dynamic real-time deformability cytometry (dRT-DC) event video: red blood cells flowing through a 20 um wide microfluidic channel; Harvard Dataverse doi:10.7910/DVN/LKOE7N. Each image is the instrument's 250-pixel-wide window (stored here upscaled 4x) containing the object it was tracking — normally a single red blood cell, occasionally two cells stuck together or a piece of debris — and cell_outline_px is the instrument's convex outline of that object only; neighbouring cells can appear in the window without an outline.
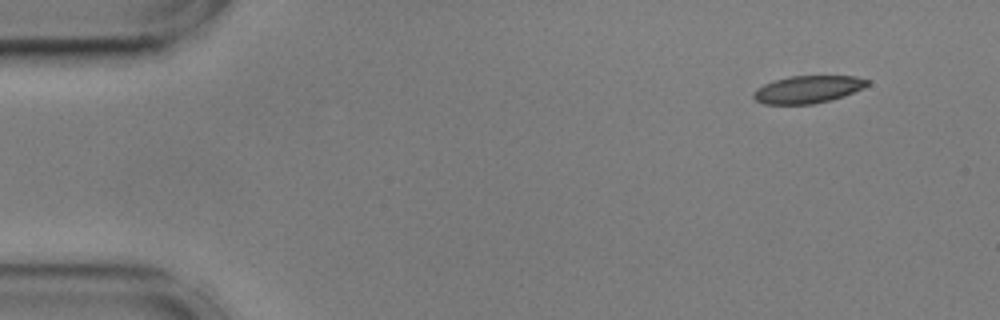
{"species": "common noctule bat (a hibernating species)", "species_latin": "Nyctalus noctula", "temperature_condition": "cold", "stored_images_in_passage": 52, "camera_frame_rate_fps": 3000, "um_per_image_px": 0.085, "animal": {"sex": "male", "body_mass_g": 17.9, "forearm_length_mm": 54.2}, "frame": {"image": 1, "passage_image": 1, "time_ms": 0.0, "image_size_px": [1000, 320], "cell_outline_px": [[868, 84], [844, 96], [812, 104], [764, 104], [756, 100], [752, 96], [752, 92], [756, 88], [772, 80], [792, 76], [856, 76], [868, 80]], "centroid_in_image_um": [68.59, 7.59], "position_along_channel_um": 16.4, "area_um2": 18.03}}
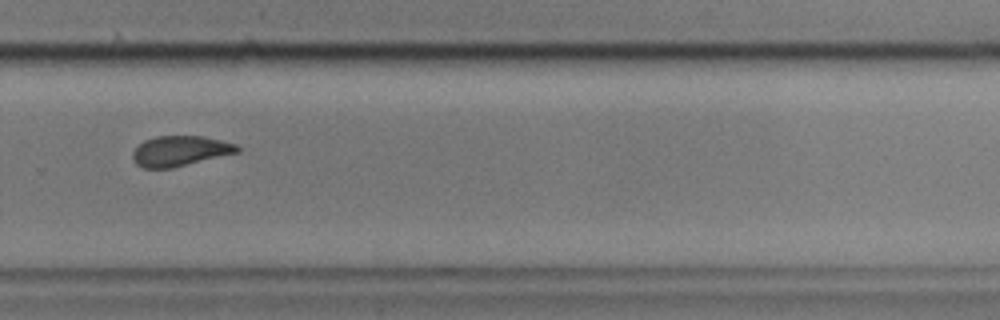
{"frame": {"image": 2, "passage_image": 34, "time_ms": 11.0, "image_size_px": [1000, 320], "cell_outline_px": [[240, 152], [172, 168], [144, 168], [136, 164], [132, 160], [132, 152], [144, 140], [156, 136], [204, 136], [236, 144], [240, 148]], "centroid_in_image_um": [15.3, 12.83], "position_along_channel_um": 314.5, "area_um2": 18.5}}
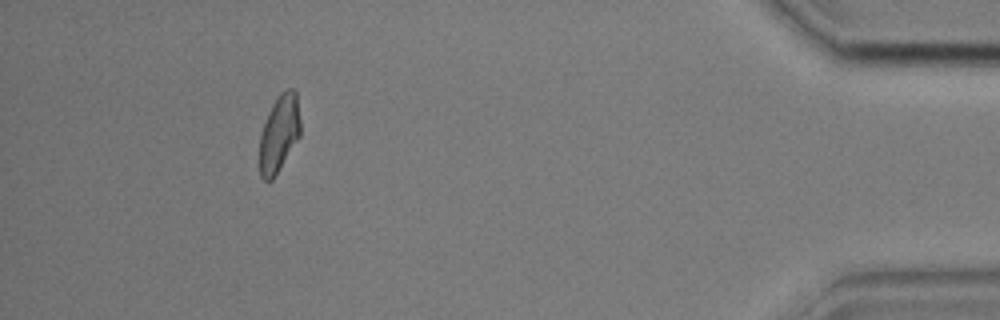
{"frame": {"image": 3, "passage_image": 47, "time_ms": 15.333, "image_size_px": [1000, 320], "cell_outline_px": [[300, 136], [272, 180], [264, 180], [260, 176], [260, 132], [268, 112], [272, 104], [280, 92], [288, 88], [292, 88], [296, 92], [300, 120]], "centroid_in_image_um": [23.72, 11.32], "position_along_channel_um": 411.5, "area_um2": 18.26}, "authors_computed_cell_mechanics": {"area_um2": 19.2185, "velocity_mm_per_s": 3.5824, "shape_relaxation_time_tau1_ms": null, "shape_relaxation_time_tau2_ms": 3.0352, "deformation_change_tau1": null, "deformation_change_tau2": 0.0971}}